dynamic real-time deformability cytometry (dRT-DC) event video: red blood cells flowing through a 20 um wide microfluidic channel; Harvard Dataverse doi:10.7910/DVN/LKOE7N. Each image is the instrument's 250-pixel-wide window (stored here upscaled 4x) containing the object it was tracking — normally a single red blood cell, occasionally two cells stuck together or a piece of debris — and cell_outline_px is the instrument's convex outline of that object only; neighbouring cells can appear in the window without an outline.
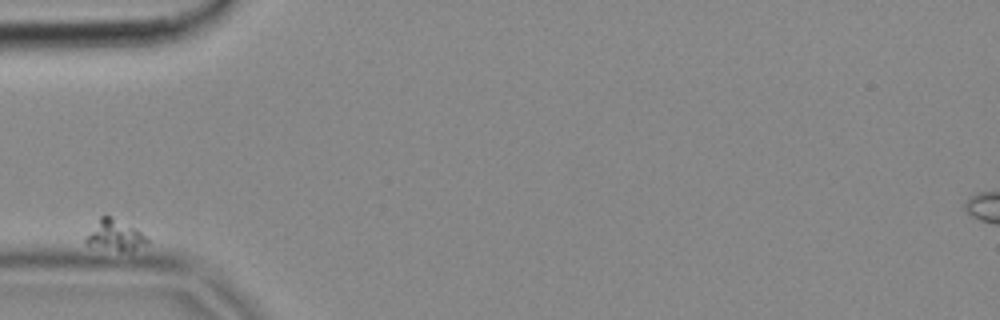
{"species": "common noctule bat (a hibernating species)", "species_latin": "Nyctalus noctula", "temperature_condition": "cold", "stored_images_in_passage": 2, "camera_frame_rate_fps": 3000, "um_per_image_px": 0.085, "animal": {"sex": "female", "body_mass_g": 18.4}, "frame": {"image": 1, "passage_image": 1, "time_ms": 0.0, "image_size_px": [1000, 320], "cell_outline_px": [[148, 244], [136, 248], [116, 248], [88, 244], [84, 240], [100, 216], [112, 216], [136, 228], [148, 240]], "centroid_in_image_um": [9.78, 19.92], "position_along_channel_um": 75.2, "area_um2": 10.06}}